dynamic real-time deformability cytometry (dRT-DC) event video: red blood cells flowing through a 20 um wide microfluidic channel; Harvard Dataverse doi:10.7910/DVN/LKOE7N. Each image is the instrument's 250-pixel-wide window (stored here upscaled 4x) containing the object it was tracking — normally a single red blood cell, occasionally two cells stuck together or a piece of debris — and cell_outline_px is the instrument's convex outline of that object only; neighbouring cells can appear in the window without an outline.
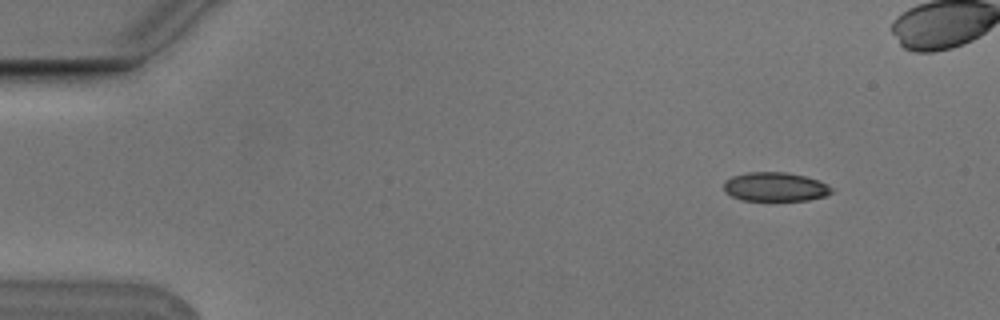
{"species": "Egyptian fruit bat (a non-hibernating species)", "species_latin": "Rousettus aegyptiacus", "temperature_condition": "cold", "stored_images_in_passage": 5, "segment_of_instrument_passage": [1, 2], "camera_frame_rate_fps": 3000, "um_per_image_px": 0.085, "animal": {"sex": "male"}, "frame": {"image": 1, "passage_image": 1, "time_ms": 0.0, "image_size_px": [1000, 320], "cell_outline_px": [[832, 192], [824, 196], [808, 200], [740, 200], [724, 192], [724, 180], [732, 176], [748, 172], [788, 172], [820, 180], [828, 184], [832, 188]], "centroid_in_image_um": [65.88, 15.87], "position_along_channel_um": 19.1, "area_um2": 18.32}}